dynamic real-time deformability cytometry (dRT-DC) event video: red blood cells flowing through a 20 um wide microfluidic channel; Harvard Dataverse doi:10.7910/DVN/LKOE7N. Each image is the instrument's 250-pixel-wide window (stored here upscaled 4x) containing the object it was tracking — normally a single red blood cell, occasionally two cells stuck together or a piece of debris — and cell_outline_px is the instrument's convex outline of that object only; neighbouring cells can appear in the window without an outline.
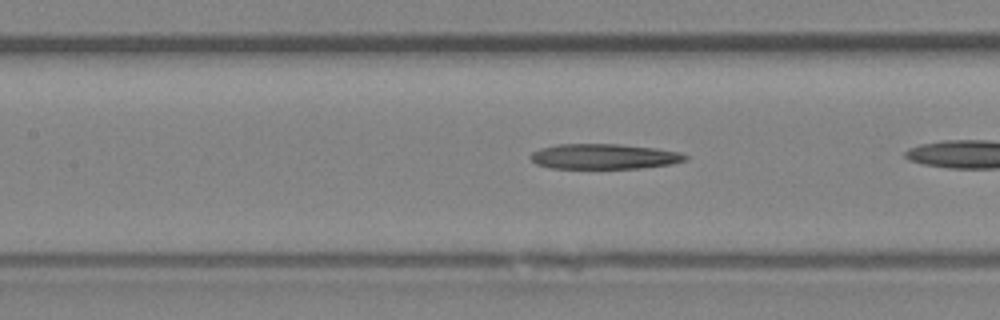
{"species": "Egyptian fruit bat (a non-hibernating species)", "species_latin": "Rousettus aegyptiacus", "temperature_condition": "room temperature", "stored_images_in_passage": 22, "camera_frame_rate_fps": 3000, "um_per_image_px": 0.085, "animal": {"sex": "female"}, "frame": {"image": 1, "passage_image": 7, "time_ms": 2.0, "image_size_px": [1000, 320], "cell_outline_px": [[688, 160], [672, 164], [640, 168], [552, 168], [536, 164], [532, 160], [532, 152], [540, 148], [556, 144], [620, 144], [656, 148], [680, 152], [688, 156]], "centroid_in_image_um": [51.38, 13.29], "position_along_channel_um": 156.0, "area_um2": 22.77}}